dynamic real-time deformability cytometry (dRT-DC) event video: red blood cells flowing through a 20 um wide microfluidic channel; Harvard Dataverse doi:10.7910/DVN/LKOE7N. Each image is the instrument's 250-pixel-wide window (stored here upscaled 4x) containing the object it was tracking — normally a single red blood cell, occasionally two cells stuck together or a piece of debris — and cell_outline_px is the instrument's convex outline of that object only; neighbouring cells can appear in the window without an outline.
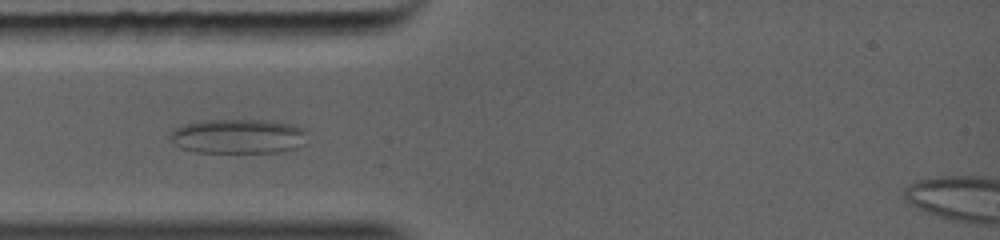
{"species": "common noctule bat (a hibernating species)", "species_latin": "Nyctalus noctula", "temperature_condition": "warm", "stored_images_in_passage": 6, "camera_frame_rate_fps": 5000, "um_per_image_px": 0.085, "animal": {"sex": "female", "body_mass_g": 19.0, "forearm_length_mm": 56.7}, "frame": {"image": 1, "passage_image": 5, "time_ms": 2.6, "image_size_px": [1000, 240], "cell_outline_px": [[308, 144], [300, 148], [284, 152], [196, 152], [180, 148], [172, 140], [172, 136], [180, 128], [196, 124], [272, 124], [288, 128], [296, 132]], "centroid_in_image_um": [20.21, 11.76], "position_along_channel_um": 64.8, "area_um2": 23.76}}